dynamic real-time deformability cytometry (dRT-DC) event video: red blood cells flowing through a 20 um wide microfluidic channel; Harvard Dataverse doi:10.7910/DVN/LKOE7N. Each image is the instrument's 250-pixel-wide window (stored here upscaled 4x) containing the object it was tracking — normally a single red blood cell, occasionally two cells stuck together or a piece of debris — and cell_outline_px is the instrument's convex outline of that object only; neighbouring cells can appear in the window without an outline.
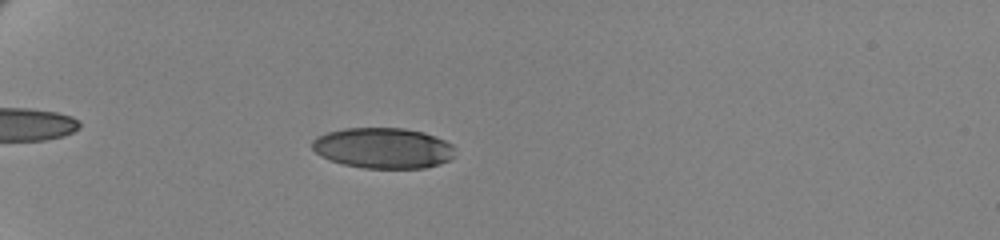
{"species": "human", "species_latin": "Homo sapiens", "temperature_condition": "cold", "stored_images_in_passage": 62, "camera_frame_rate_fps": 3000, "um_per_image_px": 0.085, "donor": {"sex": "female"}, "frame": {"image": 1, "passage_image": 21, "time_ms": 6.667, "image_size_px": [1000, 240], "cell_outline_px": [[456, 148], [452, 156], [448, 160], [440, 164], [424, 168], [364, 168], [344, 164], [320, 156], [312, 148], [312, 140], [316, 136], [328, 132], [344, 128], [404, 128], [424, 132], [444, 140], [452, 144]], "centroid_in_image_um": [32.57, 12.58], "position_along_channel_um": 52.4, "area_um2": 33.87}}
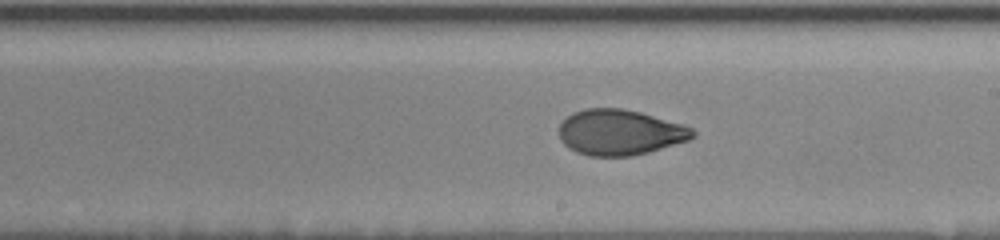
{"frame": {"image": 2, "passage_image": 40, "time_ms": 13.0, "image_size_px": [1000, 240], "cell_outline_px": [[696, 136], [688, 140], [648, 152], [632, 156], [588, 156], [576, 152], [568, 148], [560, 140], [560, 124], [572, 112], [584, 108], [620, 108], [640, 112], [684, 124], [692, 128], [696, 132]], "centroid_in_image_um": [52.69, 11.25], "position_along_channel_um": 236.3, "area_um2": 35.6}}
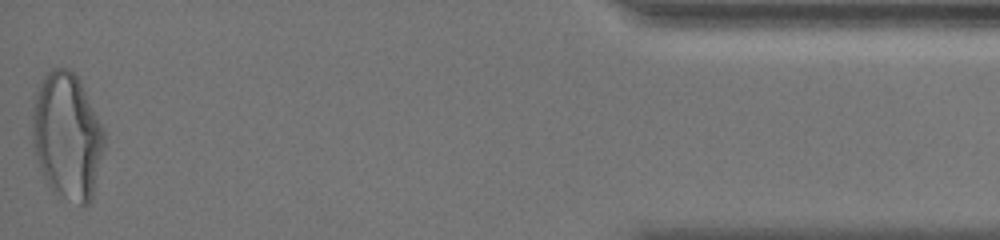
{"frame": {"image": 3, "passage_image": 62, "time_ms": 20.333, "image_size_px": [1000, 240], "cell_outline_px": [[104, 148], [92, 200], [84, 208], [64, 196], [52, 188], [48, 184], [40, 168], [32, 144], [32, 116], [40, 84], [44, 76], [52, 68], [68, 68], [80, 80], [104, 128]], "centroid_in_image_um": [5.73, 11.58], "position_along_channel_um": 429.5, "area_um2": 52.71}, "authors_computed_cell_mechanics": {"area_um2": 35.4603, "velocity_mm_per_s": 3.4517, "shape_relaxation_time_tau1_ms": 3.7849, "shape_relaxation_time_tau2_ms": 1.3335, "deformation_change_tau1": 0.1589, "deformation_change_tau2": 0.0597}}